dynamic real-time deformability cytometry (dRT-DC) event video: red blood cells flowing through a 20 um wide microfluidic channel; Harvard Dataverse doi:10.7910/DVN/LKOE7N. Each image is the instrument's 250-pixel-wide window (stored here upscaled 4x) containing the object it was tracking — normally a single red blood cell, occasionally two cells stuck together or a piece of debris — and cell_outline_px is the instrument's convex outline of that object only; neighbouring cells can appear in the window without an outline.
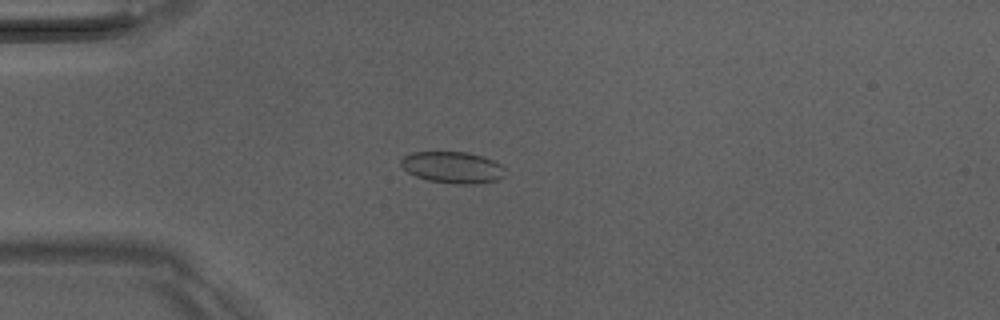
{"species": "Egyptian fruit bat (a non-hibernating species)", "species_latin": "Rousettus aegyptiacus", "temperature_condition": "room temperature", "stored_images_in_passage": 40, "camera_frame_rate_fps": 3000, "um_per_image_px": 0.085, "animal": {"sex": "male"}, "frame": {"image": 1, "passage_image": 2, "time_ms": 0.333, "image_size_px": [1000, 320], "cell_outline_px": [[504, 176], [496, 180], [476, 184], [456, 184], [428, 180], [416, 176], [408, 172], [400, 164], [400, 160], [404, 156], [412, 152], [468, 152], [492, 160], [500, 164], [504, 168]], "centroid_in_image_um": [38.46, 14.23], "position_along_channel_um": 46.5, "area_um2": 19.02}}
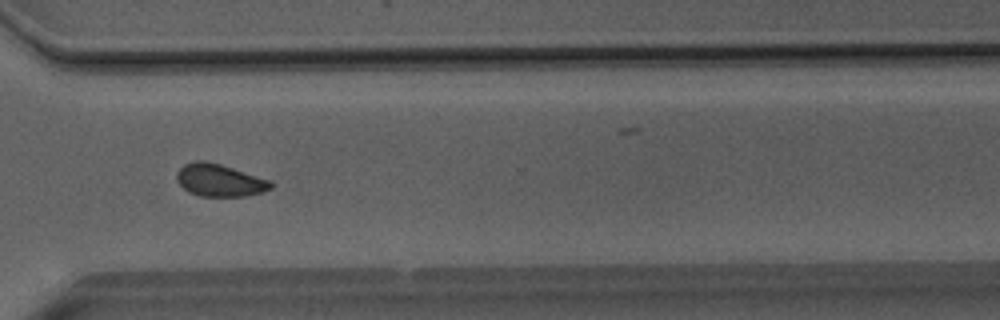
{"frame": {"image": 2, "passage_image": 26, "time_ms": 8.333, "image_size_px": [1000, 320], "cell_outline_px": [[272, 188], [264, 192], [244, 196], [200, 196], [188, 192], [176, 180], [176, 172], [184, 164], [196, 160], [204, 160], [220, 164], [272, 180]], "centroid_in_image_um": [18.67, 15.32], "position_along_channel_um": 351.9, "area_um2": 17.92}}
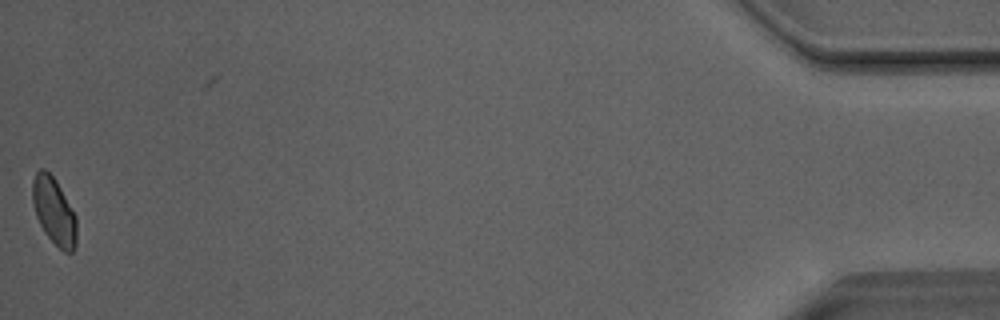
{"frame": {"image": 3, "passage_image": 39, "time_ms": 12.667, "image_size_px": [1000, 320], "cell_outline_px": [[76, 244], [72, 252], [64, 252], [44, 232], [36, 216], [32, 200], [32, 180], [36, 172], [40, 168], [44, 168], [56, 180], [76, 216]], "centroid_in_image_um": [4.58, 17.92], "position_along_channel_um": 430.6, "area_um2": 17.11}, "authors_computed_cell_mechanics": {"area_um2": 17.6868, "velocity_mm_per_s": 4.0611, "shape_relaxation_time_tau1_ms": 3.5596, "shape_relaxation_time_tau2_ms": 0.7823, "deformation_change_tau1": 0.0639, "deformation_change_tau2": 0.0421}}